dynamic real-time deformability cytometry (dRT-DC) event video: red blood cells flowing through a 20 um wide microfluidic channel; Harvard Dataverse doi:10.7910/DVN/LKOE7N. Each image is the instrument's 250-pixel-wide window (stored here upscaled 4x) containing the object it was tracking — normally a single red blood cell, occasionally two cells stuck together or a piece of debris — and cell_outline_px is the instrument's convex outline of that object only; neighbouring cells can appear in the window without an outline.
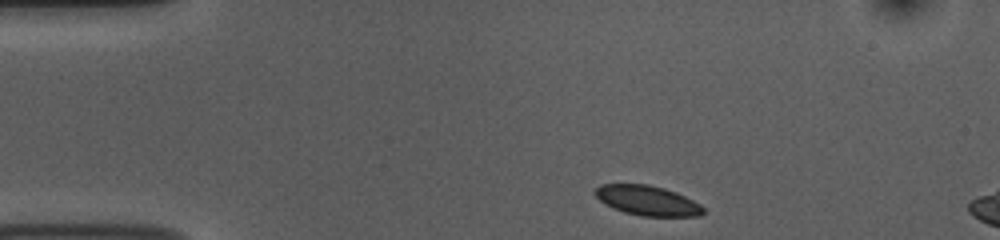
{"species": "common noctule bat (a hibernating species)", "species_latin": "Nyctalus noctula", "temperature_condition": "room temperature", "stored_images_in_passage": 46, "segment_of_instrument_passage": [1, 2], "camera_frame_rate_fps": 3000, "um_per_image_px": 0.085, "animal": {"sex": "female", "body_mass_g": 10.0, "forearm_length_mm": 53.1}, "frame": {"image": 1, "passage_image": 1, "time_ms": 0.0, "image_size_px": [1000, 240], "cell_outline_px": [[704, 212], [700, 216], [640, 216], [624, 212], [612, 208], [604, 204], [592, 192], [600, 184], [648, 184], [664, 188], [676, 192], [700, 204], [704, 208]], "centroid_in_image_um": [55.0, 17.04], "position_along_channel_um": 30.0, "area_um2": 18.9}}
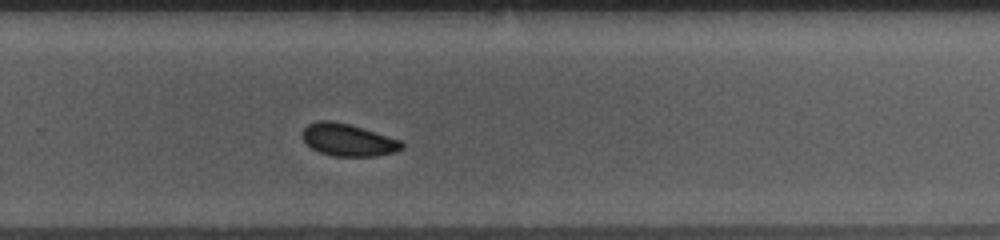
{"frame": {"image": 2, "passage_image": 27, "time_ms": 8.667, "image_size_px": [1000, 240], "cell_outline_px": [[404, 148], [396, 152], [376, 156], [332, 156], [320, 152], [312, 148], [304, 140], [304, 128], [308, 124], [316, 120], [332, 120], [348, 124], [400, 140], [404, 144]], "centroid_in_image_um": [29.6, 11.9], "position_along_channel_um": 300.2, "area_um2": 18.5}}
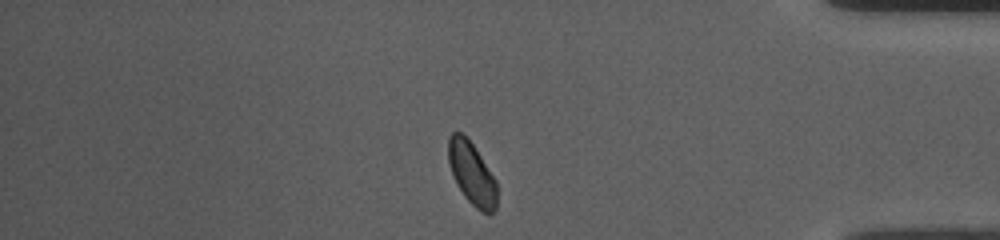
{"frame": {"image": 3, "passage_image": 37, "time_ms": 12.0, "image_size_px": [1000, 240], "cell_outline_px": [[496, 208], [488, 216], [480, 212], [464, 196], [452, 172], [448, 160], [448, 136], [452, 132], [464, 132], [496, 180]], "centroid_in_image_um": [40.1, 14.74], "position_along_channel_um": 395.1, "area_um2": 17.57}}